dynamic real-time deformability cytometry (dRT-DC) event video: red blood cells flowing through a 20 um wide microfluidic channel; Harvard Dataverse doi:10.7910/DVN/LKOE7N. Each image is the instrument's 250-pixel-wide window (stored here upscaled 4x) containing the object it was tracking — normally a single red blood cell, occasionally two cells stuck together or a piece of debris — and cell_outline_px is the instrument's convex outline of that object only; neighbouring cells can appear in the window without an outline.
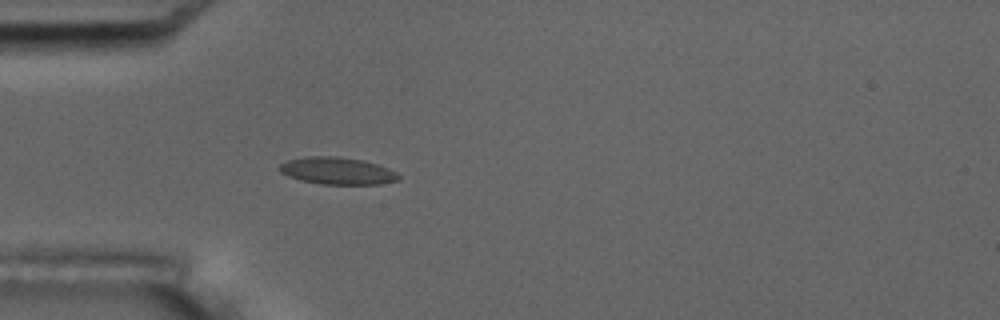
{"species": "common noctule bat (a hibernating species)", "species_latin": "Nyctalus noctula", "temperature_condition": "room temperature", "stored_images_in_passage": 5, "camera_frame_rate_fps": 3000, "um_per_image_px": 0.085, "animal": {"sex": "male", "body_mass_g": 17.5, "forearm_length_mm": 52.3}, "frame": {"image": 1, "passage_image": 5, "time_ms": 4.667, "image_size_px": [1000, 320], "cell_outline_px": [[400, 180], [380, 184], [320, 184], [300, 180], [288, 176], [280, 172], [280, 164], [288, 160], [308, 156], [340, 156], [364, 160], [388, 168], [396, 172], [400, 176]], "centroid_in_image_um": [28.69, 14.52], "position_along_channel_um": 56.3, "area_um2": 18.9}}